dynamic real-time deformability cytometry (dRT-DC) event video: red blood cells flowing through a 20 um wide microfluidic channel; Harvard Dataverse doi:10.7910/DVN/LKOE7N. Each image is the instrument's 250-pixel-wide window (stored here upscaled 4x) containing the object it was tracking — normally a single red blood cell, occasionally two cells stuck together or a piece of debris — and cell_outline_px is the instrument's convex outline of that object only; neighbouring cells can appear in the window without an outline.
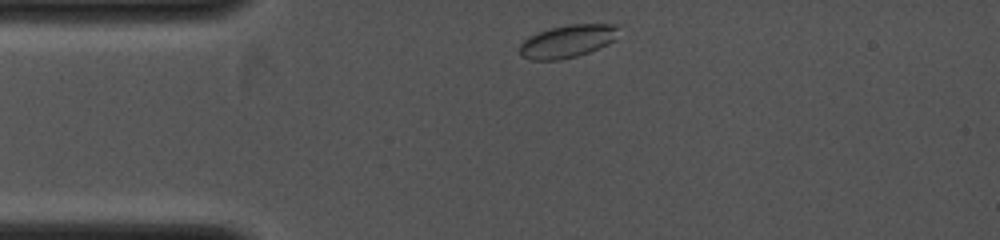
{"species": "common noctule bat (a hibernating species)", "species_latin": "Nyctalus noctula", "temperature_condition": "cold", "stored_images_in_passage": 6, "camera_frame_rate_fps": 4000, "um_per_image_px": 0.085, "animal": {"sex": "female", "body_mass_g": 19.0, "forearm_length_mm": 53.3}, "frame": {"image": 1, "passage_image": 1, "time_ms": 0.0, "image_size_px": [1000, 240], "cell_outline_px": [[620, 24], [612, 40], [608, 44], [600, 48], [576, 56], [560, 60], [532, 60], [520, 56], [520, 44], [528, 36], [552, 28], [572, 24]], "centroid_in_image_um": [48.21, 3.51], "position_along_channel_um": 36.8, "area_um2": 18.67}}
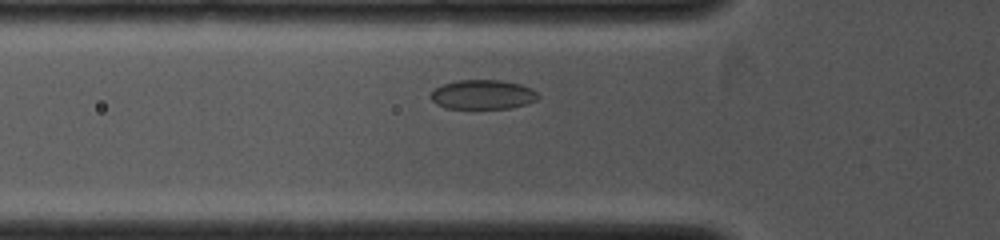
{"frame": {"image": 2, "passage_image": 5, "time_ms": 1.5, "image_size_px": [1000, 240], "cell_outline_px": [[540, 96], [536, 100], [528, 104], [512, 108], [444, 108], [436, 104], [428, 96], [436, 88], [444, 84], [456, 80], [500, 80], [520, 84], [532, 88]], "centroid_in_image_um": [41.04, 8.04], "position_along_channel_um": 84.8, "area_um2": 18.5}}